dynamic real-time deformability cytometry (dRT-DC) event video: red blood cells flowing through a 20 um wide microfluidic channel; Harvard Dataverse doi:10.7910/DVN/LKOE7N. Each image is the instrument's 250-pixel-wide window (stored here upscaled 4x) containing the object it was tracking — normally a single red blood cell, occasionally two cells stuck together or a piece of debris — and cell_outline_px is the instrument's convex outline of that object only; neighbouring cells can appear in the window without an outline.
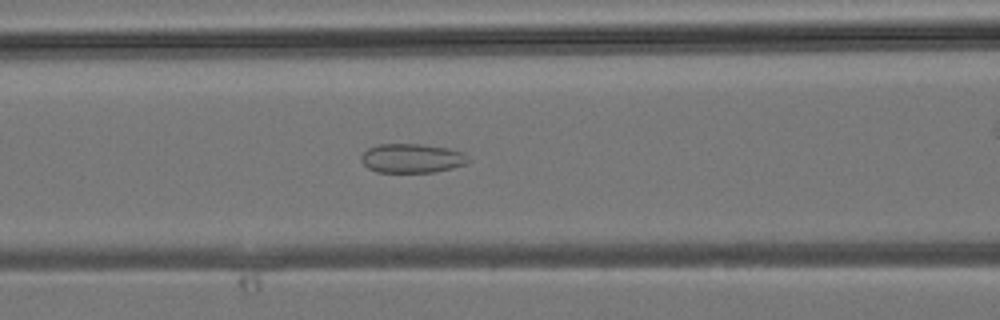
{"species": "common noctule bat (a hibernating species)", "species_latin": "Nyctalus noctula", "temperature_condition": "room temperature", "stored_images_in_passage": 31, "camera_frame_rate_fps": 3000, "um_per_image_px": 0.085, "animal": {"sex": "male", "body_mass_g": 19.2, "forearm_length_mm": 51.8}, "frame": {"image": 1, "passage_image": 11, "time_ms": 3.333, "image_size_px": [1000, 320], "cell_outline_px": [[472, 160], [468, 164], [452, 168], [432, 172], [376, 172], [368, 168], [360, 160], [360, 156], [368, 148], [376, 144], [420, 144], [448, 148], [464, 152]], "centroid_in_image_um": [35.04, 13.45], "position_along_channel_um": 131.6, "area_um2": 18.44}}
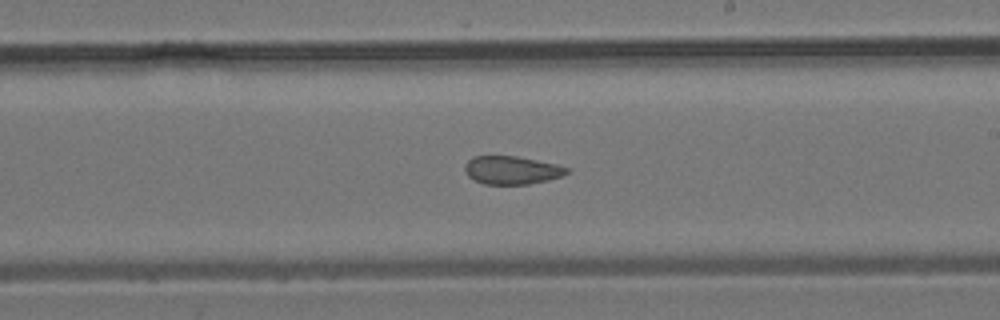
{"frame": {"image": 2, "passage_image": 17, "time_ms": 5.333, "image_size_px": [1000, 320], "cell_outline_px": [[568, 172], [564, 176], [548, 180], [528, 184], [484, 184], [468, 176], [464, 168], [464, 164], [472, 156], [516, 156], [556, 164], [568, 168]], "centroid_in_image_um": [43.49, 14.46], "position_along_channel_um": 245.5, "area_um2": 16.7}}